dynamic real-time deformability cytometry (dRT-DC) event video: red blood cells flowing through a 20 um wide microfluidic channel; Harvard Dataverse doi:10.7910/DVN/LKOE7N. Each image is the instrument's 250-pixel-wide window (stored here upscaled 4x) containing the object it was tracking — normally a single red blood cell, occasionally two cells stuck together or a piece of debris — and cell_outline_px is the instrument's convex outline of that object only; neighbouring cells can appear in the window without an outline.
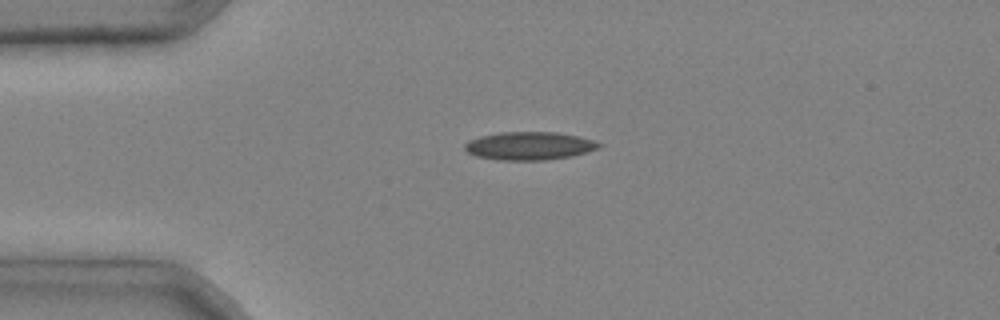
{"species": "common noctule bat (a hibernating species)", "species_latin": "Nyctalus noctula", "temperature_condition": "cold", "stored_images_in_passage": 4, "camera_frame_rate_fps": 3000, "um_per_image_px": 0.085, "animal": {"sex": "male", "body_mass_g": 20.4}, "frame": {"image": 1, "passage_image": 1, "time_ms": 0.0, "image_size_px": [1000, 320], "cell_outline_px": [[604, 144], [600, 148], [588, 152], [572, 156], [544, 160], [500, 160], [476, 156], [468, 152], [464, 148], [464, 144], [468, 140], [480, 136], [500, 132], [556, 132], [576, 136], [592, 140]], "centroid_in_image_um": [45.0, 12.4], "position_along_channel_um": 40.0, "area_um2": 22.02}}
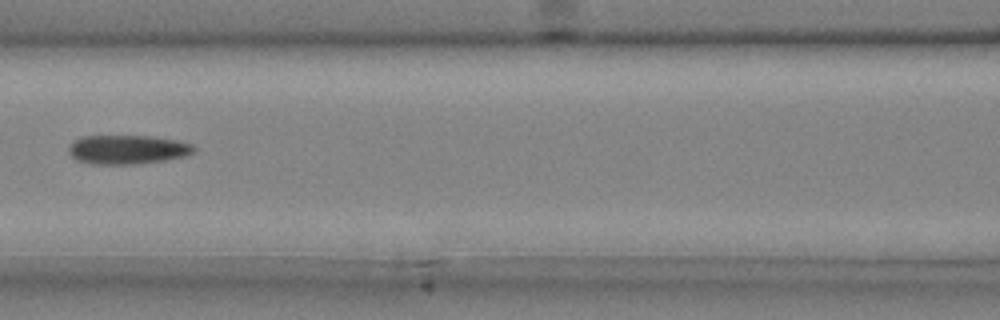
{"frame": {"image": 2, "passage_image": 4, "time_ms": 1.0, "image_size_px": [1000, 320], "cell_outline_px": [[196, 152], [184, 156], [168, 160], [136, 164], [88, 164], [76, 160], [68, 152], [68, 148], [72, 140], [84, 136], [148, 136], [176, 140], [192, 144], [196, 148]], "centroid_in_image_um": [10.82, 12.72], "position_along_channel_um": 155.8, "area_um2": 21.44}}